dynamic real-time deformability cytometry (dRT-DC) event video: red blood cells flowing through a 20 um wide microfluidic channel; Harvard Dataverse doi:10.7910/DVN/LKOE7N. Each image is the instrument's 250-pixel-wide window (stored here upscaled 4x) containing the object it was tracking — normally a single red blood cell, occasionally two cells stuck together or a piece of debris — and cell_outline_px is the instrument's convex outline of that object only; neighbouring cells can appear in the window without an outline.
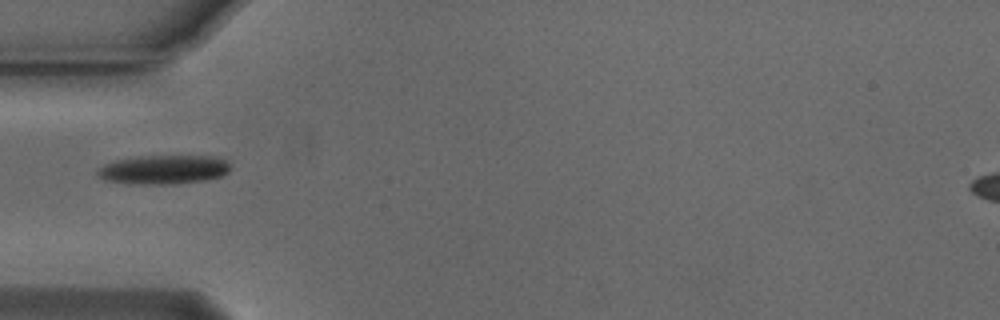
{"species": "Egyptian fruit bat (a non-hibernating species)", "species_latin": "Rousettus aegyptiacus", "temperature_condition": "cold", "stored_images_in_passage": 38, "camera_frame_rate_fps": 3000, "um_per_image_px": 0.085, "animal": {"sex": "male"}, "frame": {"image": 1, "passage_image": 1, "time_ms": 0.0, "image_size_px": [1000, 320], "cell_outline_px": [[228, 172], [220, 176], [204, 180], [176, 184], [128, 184], [104, 180], [96, 172], [96, 168], [112, 160], [140, 156], [212, 156], [228, 160]], "centroid_in_image_um": [13.84, 14.41], "position_along_channel_um": 71.2, "area_um2": 22.66}}
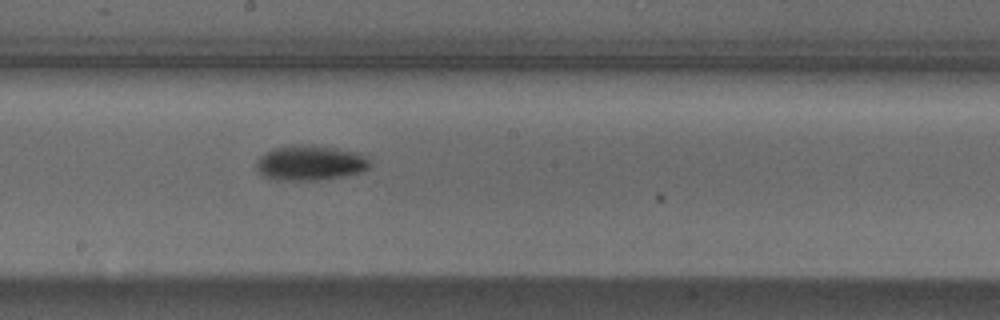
{"frame": {"image": 2, "passage_image": 13, "time_ms": 4.0, "image_size_px": [1000, 320], "cell_outline_px": [[372, 164], [368, 168], [360, 172], [344, 176], [316, 180], [276, 180], [264, 176], [256, 168], [256, 160], [264, 152], [288, 144], [312, 144], [336, 148], [356, 152], [364, 156]], "centroid_in_image_um": [26.34, 13.83], "position_along_channel_um": 221.9, "area_um2": 23.35}}
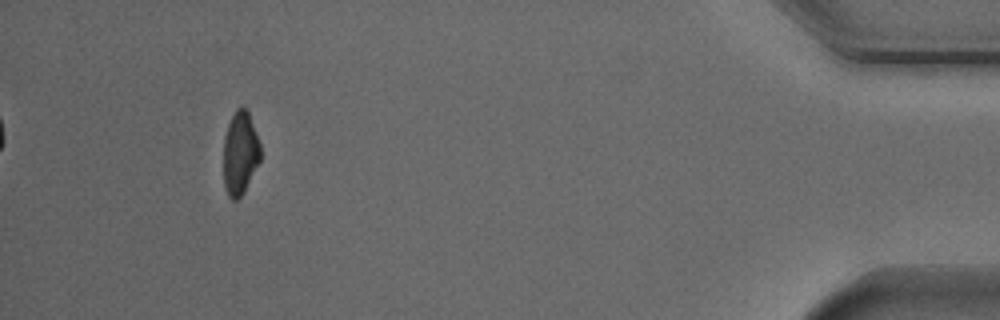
{"frame": {"image": 3, "passage_image": 34, "time_ms": 11.0, "image_size_px": [1000, 320], "cell_outline_px": [[260, 160], [244, 192], [236, 200], [232, 200], [228, 196], [224, 188], [224, 136], [228, 124], [236, 108], [244, 108], [248, 112], [260, 144]], "centroid_in_image_um": [20.4, 13.04], "position_along_channel_um": 414.8, "area_um2": 17.74}, "authors_computed_cell_mechanics": {"area_um2": 20.4901, "velocity_mm_per_s": 3.7614, "shape_relaxation_time_tau1_ms": 2.445, "shape_relaxation_time_tau2_ms": null, "deformation_change_tau1": 0.1149, "deformation_change_tau2": null}}